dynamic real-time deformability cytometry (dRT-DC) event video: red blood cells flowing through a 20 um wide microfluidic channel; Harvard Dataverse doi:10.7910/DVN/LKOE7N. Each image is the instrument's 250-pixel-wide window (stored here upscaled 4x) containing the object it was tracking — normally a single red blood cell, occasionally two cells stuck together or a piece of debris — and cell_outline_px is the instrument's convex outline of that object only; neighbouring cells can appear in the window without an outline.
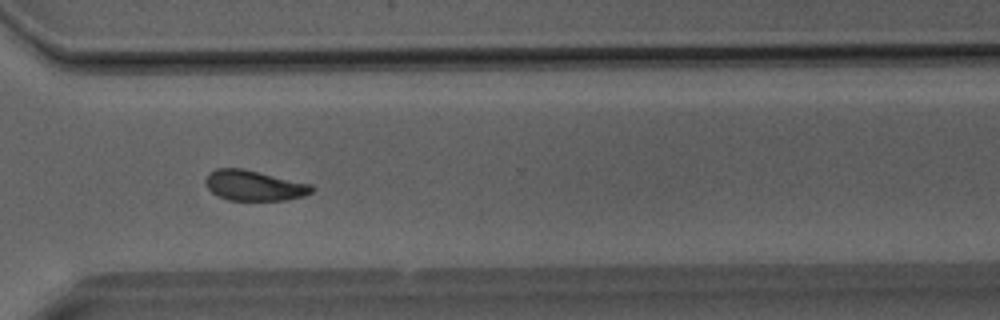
{"species": "Egyptian fruit bat (a non-hibernating species)", "species_latin": "Rousettus aegyptiacus", "temperature_condition": "room temperature", "stored_images_in_passage": 39, "camera_frame_rate_fps": 3000, "um_per_image_px": 0.085, "animal": {"sex": "male"}, "frame": {"image": 1, "passage_image": 29, "time_ms": 9.333, "image_size_px": [1000, 320], "cell_outline_px": [[316, 188], [312, 192], [304, 196], [288, 200], [228, 200], [216, 196], [204, 184], [204, 180], [208, 172], [216, 168], [244, 168], [312, 184]], "centroid_in_image_um": [21.59, 15.76], "position_along_channel_um": 349.0, "area_um2": 19.19}}
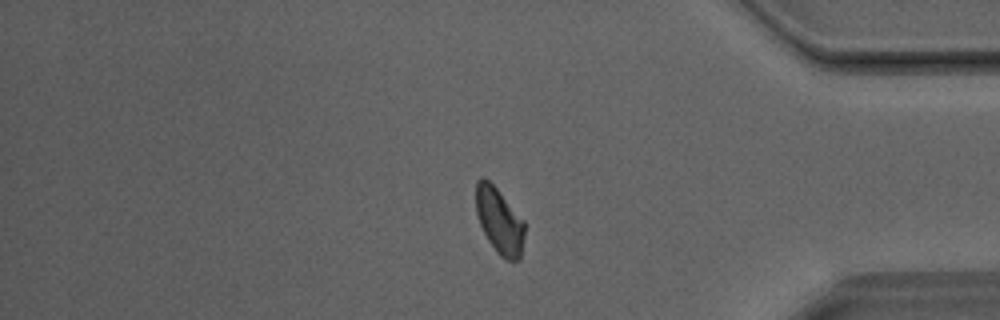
{"frame": {"image": 2, "passage_image": 33, "time_ms": 10.667, "image_size_px": [1000, 320], "cell_outline_px": [[524, 236], [520, 260], [508, 260], [500, 256], [496, 252], [488, 240], [480, 224], [476, 212], [476, 180], [480, 176], [484, 176], [496, 188], [524, 220]], "centroid_in_image_um": [42.44, 18.76], "position_along_channel_um": 392.8, "area_um2": 18.61}}
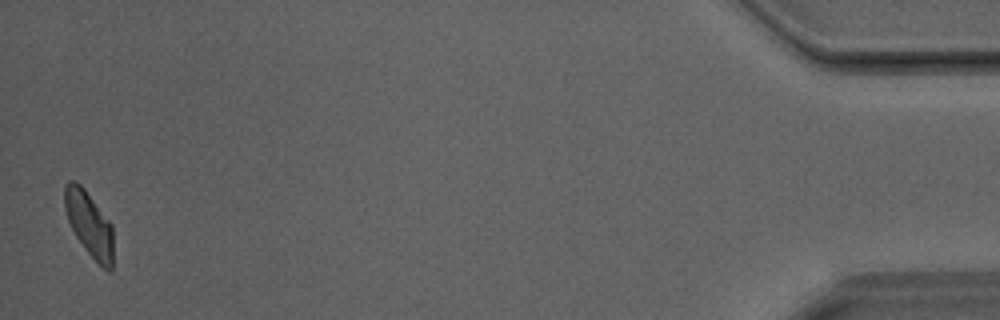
{"frame": {"image": 3, "passage_image": 39, "time_ms": 12.667, "image_size_px": [1000, 320], "cell_outline_px": [[112, 268], [108, 272], [88, 252], [76, 236], [68, 220], [64, 208], [64, 184], [68, 180], [76, 180], [84, 188], [112, 224]], "centroid_in_image_um": [7.56, 18.98], "position_along_channel_um": 427.6, "area_um2": 18.21}}